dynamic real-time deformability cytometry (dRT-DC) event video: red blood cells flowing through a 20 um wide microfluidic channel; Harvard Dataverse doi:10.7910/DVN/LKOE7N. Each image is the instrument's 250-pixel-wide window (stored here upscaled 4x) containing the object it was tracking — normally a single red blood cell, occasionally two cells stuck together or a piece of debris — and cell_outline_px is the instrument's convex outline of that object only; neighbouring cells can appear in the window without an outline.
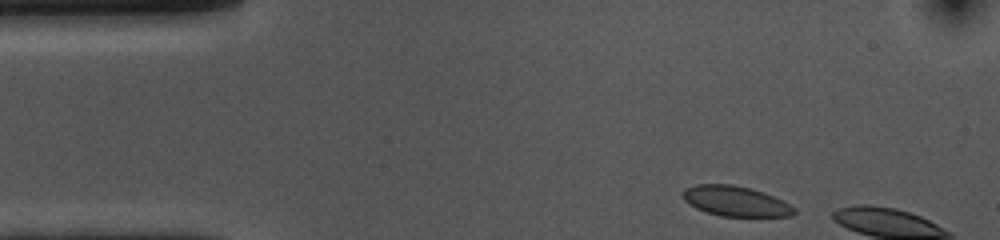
{"species": "common noctule bat (a hibernating species)", "species_latin": "Nyctalus noctula", "temperature_condition": "cold", "stored_images_in_passage": 4, "camera_frame_rate_fps": 3000, "um_per_image_px": 0.085, "animal": {"sex": "female", "body_mass_g": 10.0, "forearm_length_mm": 53.1}, "frame": {"image": 1, "passage_image": 1, "time_ms": 0.0, "image_size_px": [1000, 240], "cell_outline_px": [[796, 212], [792, 216], [720, 216], [704, 212], [688, 204], [684, 200], [684, 188], [696, 184], [732, 184], [752, 188], [764, 192], [796, 208]], "centroid_in_image_um": [62.5, 17.1], "position_along_channel_um": 22.5, "area_um2": 19.59}}